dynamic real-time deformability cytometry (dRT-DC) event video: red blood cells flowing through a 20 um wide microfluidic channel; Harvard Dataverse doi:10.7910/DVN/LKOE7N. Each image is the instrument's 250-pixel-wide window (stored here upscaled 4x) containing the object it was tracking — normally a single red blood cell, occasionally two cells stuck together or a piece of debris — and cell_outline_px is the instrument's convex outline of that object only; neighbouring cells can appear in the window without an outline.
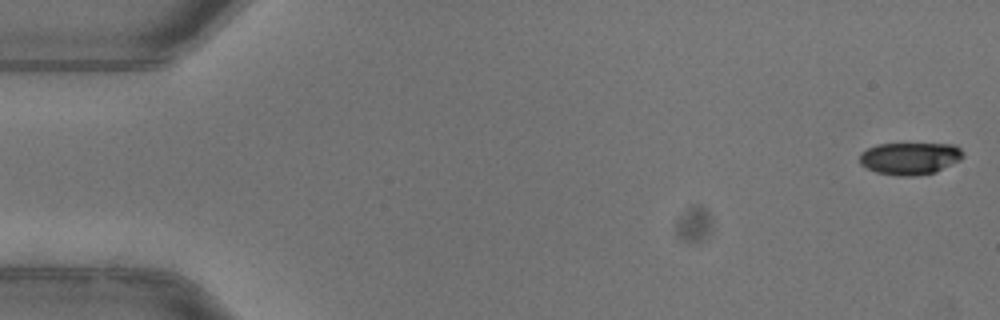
{"species": "common noctule bat (a hibernating species)", "species_latin": "Nyctalus noctula", "temperature_condition": "warm", "stored_images_in_passage": 52, "camera_frame_rate_fps": 3000, "um_per_image_px": 0.085, "animal": {"sex": "female"}, "frame": {"image": 1, "passage_image": 1, "time_ms": 0.0, "image_size_px": [1000, 320], "cell_outline_px": [[964, 156], [960, 160], [936, 172], [916, 176], [900, 176], [876, 172], [860, 164], [860, 152], [876, 144], [956, 144], [964, 152]], "centroid_in_image_um": [77.36, 13.46], "position_along_channel_um": 7.6, "area_um2": 19.54}}
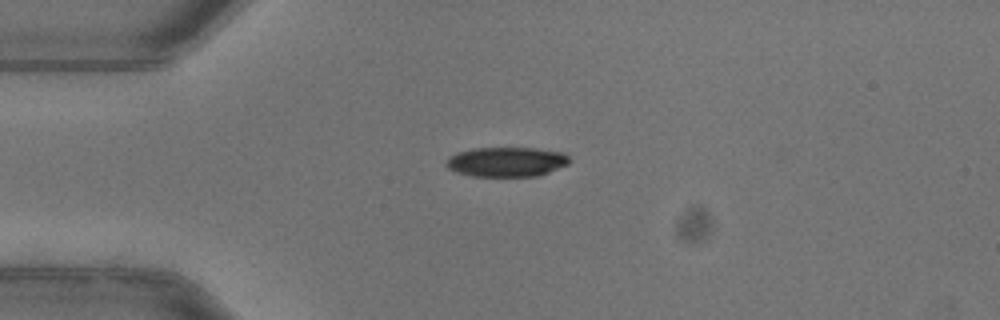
{"frame": {"image": 2, "passage_image": 13, "time_ms": 4.0, "image_size_px": [1000, 320], "cell_outline_px": [[568, 164], [548, 172], [536, 176], [472, 176], [456, 172], [448, 168], [444, 164], [444, 160], [448, 156], [456, 152], [472, 148], [536, 148], [564, 152], [568, 156]], "centroid_in_image_um": [42.99, 13.74], "position_along_channel_um": 42.0, "area_um2": 21.44}}
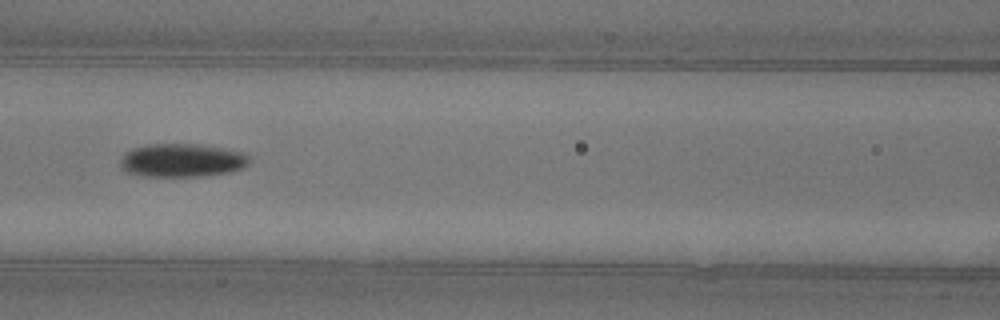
{"frame": {"image": 3, "passage_image": 23, "time_ms": 7.333, "image_size_px": [1000, 320], "cell_outline_px": [[248, 164], [244, 168], [232, 172], [204, 176], [144, 176], [124, 172], [120, 168], [120, 160], [124, 152], [132, 148], [148, 144], [204, 144], [248, 152]], "centroid_in_image_um": [15.49, 13.62], "position_along_channel_um": 151.1, "area_um2": 25.72}, "authors_computed_cell_mechanics": {"area_um2": 22.5998, "velocity_mm_per_s": 3.98, "shape_relaxation_time_tau1_ms": 5.0896, "shape_relaxation_time_tau2_ms": null, "deformation_change_tau1": 0.1667, "deformation_change_tau2": null}}